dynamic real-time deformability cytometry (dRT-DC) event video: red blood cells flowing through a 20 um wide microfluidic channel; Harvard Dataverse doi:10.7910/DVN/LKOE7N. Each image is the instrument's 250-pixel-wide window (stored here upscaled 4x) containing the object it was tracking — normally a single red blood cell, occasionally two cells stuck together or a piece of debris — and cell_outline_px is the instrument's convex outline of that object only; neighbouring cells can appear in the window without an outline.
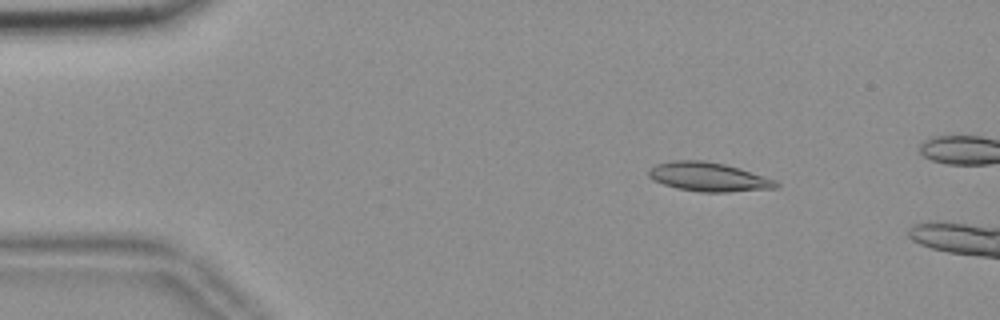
{"species": "common noctule bat (a hibernating species)", "species_latin": "Nyctalus noctula", "temperature_condition": "room temperature", "stored_images_in_passage": 14, "camera_frame_rate_fps": 3000, "um_per_image_px": 0.085, "animal": {"sex": "female", "body_mass_g": 18.4}, "frame": {"image": 1, "passage_image": 5, "time_ms": 1.333, "image_size_px": [1000, 320], "cell_outline_px": [[780, 184], [776, 188], [728, 192], [700, 192], [676, 188], [664, 184], [648, 176], [648, 168], [656, 164], [672, 160], [704, 160], [724, 164], [740, 168], [776, 180]], "centroid_in_image_um": [60.22, 15.03], "position_along_channel_um": 24.8, "area_um2": 21.56}}